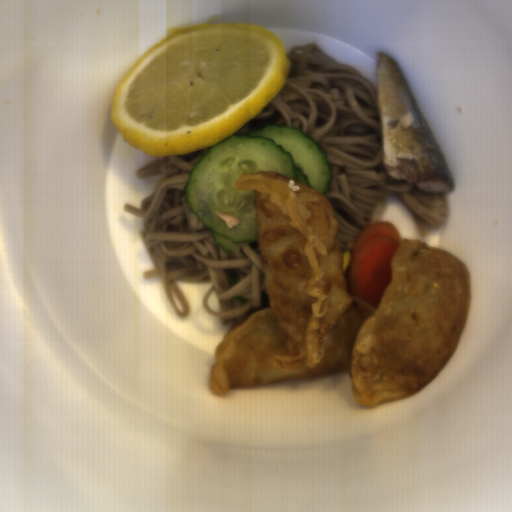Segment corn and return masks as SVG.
Masks as SVG:
<instances>
[{
  "label": "corn",
  "mask_w": 512,
  "mask_h": 512,
  "mask_svg": "<svg viewBox=\"0 0 512 512\" xmlns=\"http://www.w3.org/2000/svg\"><path fill=\"white\" fill-rule=\"evenodd\" d=\"M341 255L343 257V274L345 276L346 270H347L350 260L352 258V254H350L349 252H344Z\"/></svg>",
  "instance_id": "obj_1"
}]
</instances>
